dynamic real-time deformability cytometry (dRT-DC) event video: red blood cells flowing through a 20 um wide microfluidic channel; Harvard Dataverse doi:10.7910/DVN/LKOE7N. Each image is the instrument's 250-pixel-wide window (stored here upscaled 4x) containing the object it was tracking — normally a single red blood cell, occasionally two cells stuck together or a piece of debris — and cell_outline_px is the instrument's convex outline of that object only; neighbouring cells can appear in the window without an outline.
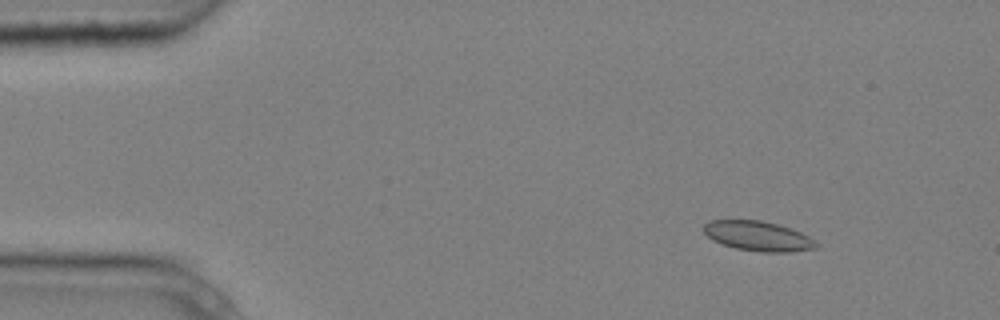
{"species": "common noctule bat (a hibernating species)", "species_latin": "Nyctalus noctula", "temperature_condition": "cold", "stored_images_in_passage": 4, "camera_frame_rate_fps": 3000, "um_per_image_px": 0.085, "animal": {"sex": "male", "body_mass_g": 20.4}, "frame": {"image": 1, "passage_image": 1, "time_ms": 0.0, "image_size_px": [1000, 320], "cell_outline_px": [[820, 244], [816, 248], [792, 252], [760, 252], [736, 248], [712, 240], [704, 232], [704, 224], [708, 220], [760, 220], [776, 224], [800, 232], [808, 236]], "centroid_in_image_um": [64.44, 20.07], "position_along_channel_um": 20.6, "area_um2": 19.42}}
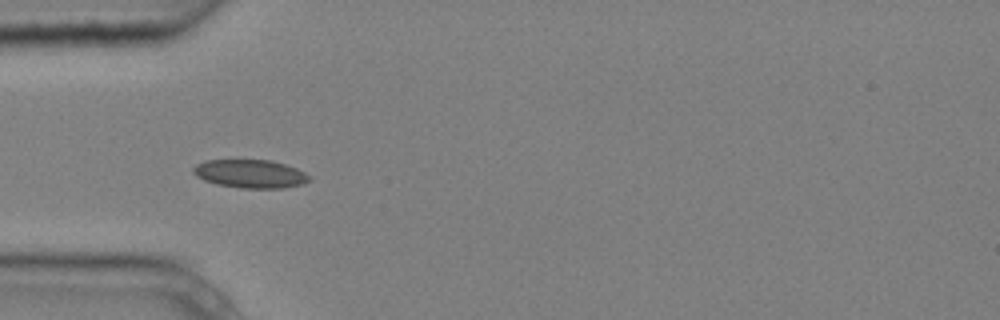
{"frame": {"image": 2, "passage_image": 4, "time_ms": 1.0, "image_size_px": [1000, 320], "cell_outline_px": [[312, 180], [304, 184], [284, 188], [240, 188], [216, 184], [204, 180], [196, 176], [192, 172], [192, 168], [196, 164], [204, 160], [272, 160], [296, 168], [312, 176]], "centroid_in_image_um": [21.29, 14.77], "position_along_channel_um": 63.7, "area_um2": 19.42}}